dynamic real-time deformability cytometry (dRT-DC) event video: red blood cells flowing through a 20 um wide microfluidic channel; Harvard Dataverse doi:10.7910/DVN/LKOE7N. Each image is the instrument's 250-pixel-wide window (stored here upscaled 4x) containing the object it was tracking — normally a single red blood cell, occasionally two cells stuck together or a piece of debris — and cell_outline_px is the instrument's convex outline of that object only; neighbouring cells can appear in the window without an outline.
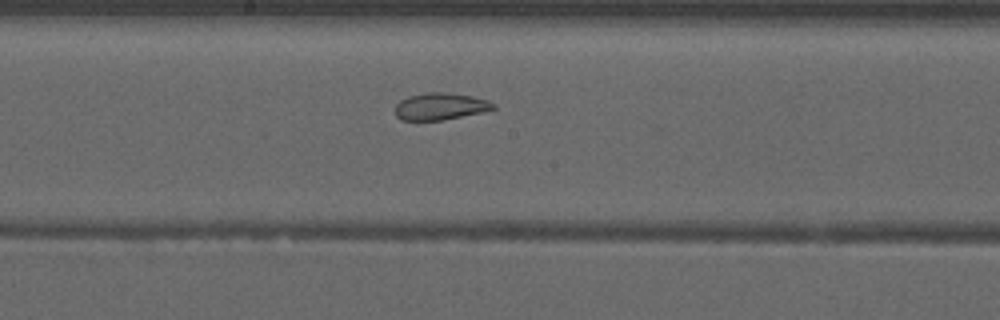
{"species": "common noctule bat (a hibernating species)", "species_latin": "Nyctalus noctula", "temperature_condition": "warm", "stored_images_in_passage": 46, "segment_of_instrument_passage": [2, 2], "camera_frame_rate_fps": 3000, "um_per_image_px": 0.085, "animal": {"sex": "male", "forearm_length_mm": 52.5}, "frame": {"image": 1, "passage_image": 22, "time_ms": 7.0, "image_size_px": [1000, 320], "cell_outline_px": [[496, 108], [480, 112], [440, 120], [400, 120], [396, 116], [396, 104], [400, 100], [408, 96], [428, 92], [444, 92], [472, 96], [488, 100], [496, 104]], "centroid_in_image_um": [37.41, 9.03], "position_along_channel_um": 210.8, "area_um2": 15.26}}
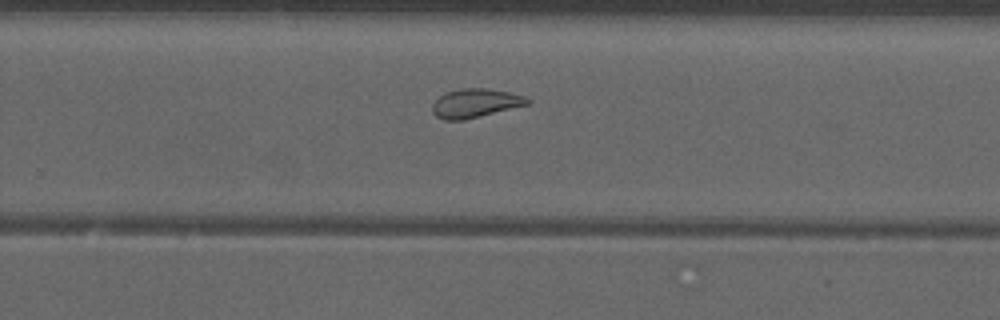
{"frame": {"image": 2, "passage_image": 28, "time_ms": 9.0, "image_size_px": [1000, 320], "cell_outline_px": [[532, 100], [528, 104], [464, 120], [444, 120], [436, 116], [432, 112], [432, 104], [440, 96], [448, 92], [460, 88], [488, 88], [508, 92], [524, 96]], "centroid_in_image_um": [40.39, 8.77], "position_along_channel_um": 289.4, "area_um2": 15.84}}
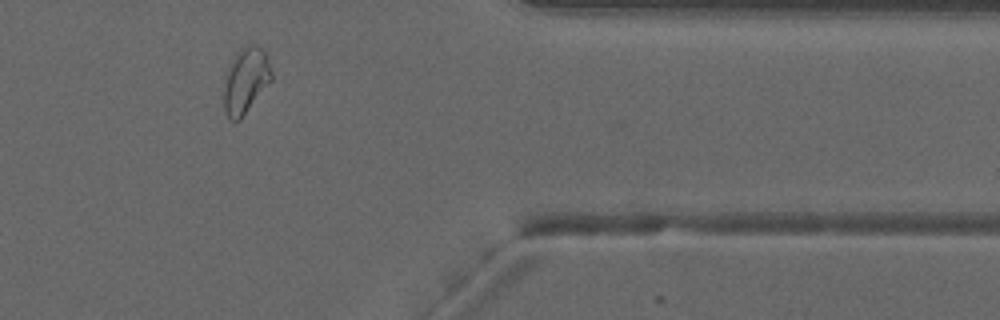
{"frame": {"image": 3, "passage_image": 37, "time_ms": 12.0, "image_size_px": [1000, 320], "cell_outline_px": [[272, 80], [240, 120], [228, 120], [224, 108], [224, 88], [228, 64], [236, 52], [248, 44], [260, 44], [268, 56], [272, 72]], "centroid_in_image_um": [20.9, 6.81], "position_along_channel_um": 390.5, "area_um2": 18.55}}